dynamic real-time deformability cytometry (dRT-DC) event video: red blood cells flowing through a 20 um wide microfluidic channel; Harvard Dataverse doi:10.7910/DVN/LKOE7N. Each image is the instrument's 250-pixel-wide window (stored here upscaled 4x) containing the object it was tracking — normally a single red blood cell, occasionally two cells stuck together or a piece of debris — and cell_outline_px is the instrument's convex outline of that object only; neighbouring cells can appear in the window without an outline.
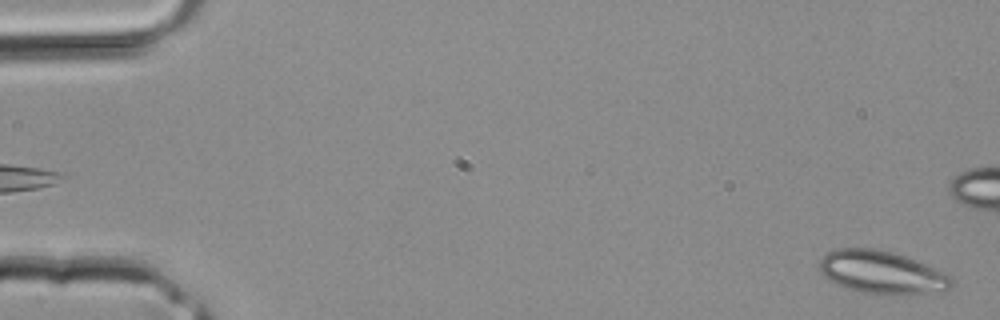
{"species": "common noctule bat (a hibernating species)", "species_latin": "Nyctalus noctula", "temperature_condition": "room temperature", "stored_images_in_passage": 5, "camera_frame_rate_fps": 3000, "um_per_image_px": 0.085, "animal": {"sex": "male", "body_mass_g": 20.4}, "frame": {"image": 1, "passage_image": 1, "time_ms": 0.0, "image_size_px": [1000, 320], "cell_outline_px": [[952, 284], [948, 288], [924, 292], [864, 292], [848, 288], [836, 284], [828, 280], [820, 272], [820, 260], [828, 252], [836, 248], [872, 248], [892, 252], [904, 256], [924, 264], [952, 276]], "centroid_in_image_um": [74.86, 23.09], "position_along_channel_um": 10.1, "area_um2": 31.62}}